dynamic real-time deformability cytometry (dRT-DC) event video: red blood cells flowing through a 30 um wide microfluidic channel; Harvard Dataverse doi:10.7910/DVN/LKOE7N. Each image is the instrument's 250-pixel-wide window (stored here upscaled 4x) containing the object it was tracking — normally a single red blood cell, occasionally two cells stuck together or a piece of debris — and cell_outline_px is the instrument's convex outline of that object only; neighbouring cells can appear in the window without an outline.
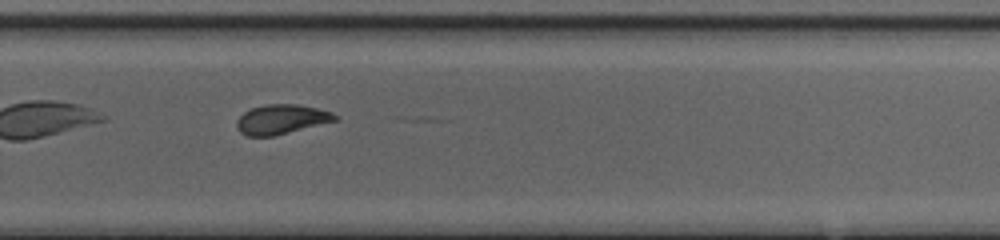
{"species": "common noctule bat (a hibernating species)", "species_latin": "Nyctalus noctula", "temperature_condition": "cold", "stored_images_in_passage": 30, "camera_frame_rate_fps": 3000, "um_per_image_px": 0.085, "animal": {"sex": "female", "body_mass_g": 20.0, "forearm_length_mm": 54.0}, "frame": {"image": 1, "passage_image": 18, "time_ms": 5.667, "image_size_px": [1000, 240], "cell_outline_px": [[336, 120], [272, 136], [248, 136], [240, 132], [236, 128], [236, 120], [244, 112], [252, 108], [268, 104], [296, 104], [316, 108], [332, 112], [336, 116]], "centroid_in_image_um": [23.86, 10.14], "position_along_channel_um": 305.9, "area_um2": 16.59}, "authors_computed_cell_mechanics": {"area_um2": 17.1088, "velocity_mm_per_s": 4.1658, "shape_relaxation_time_tau1_ms": 6.6945, "shape_relaxation_time_tau2_ms": 4.1611, "deformation_change_tau1": 0.1877, "deformation_change_tau2": 0.0802}}